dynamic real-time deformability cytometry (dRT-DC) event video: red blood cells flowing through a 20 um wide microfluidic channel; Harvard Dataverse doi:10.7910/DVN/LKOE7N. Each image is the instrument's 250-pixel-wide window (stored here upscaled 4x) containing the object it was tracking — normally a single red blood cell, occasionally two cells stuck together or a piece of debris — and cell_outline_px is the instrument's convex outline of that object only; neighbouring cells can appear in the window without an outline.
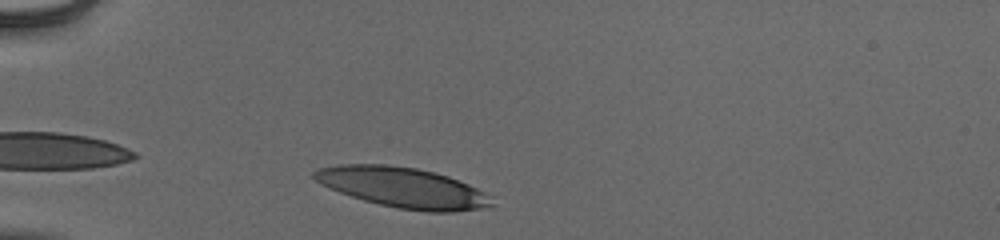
{"species": "human", "species_latin": "Homo sapiens", "temperature_condition": "cold", "stored_images_in_passage": 31, "camera_frame_rate_fps": 3000, "um_per_image_px": 0.085, "donor": {"sex": "male"}, "frame": {"image": 1, "passage_image": 2, "time_ms": 0.333, "image_size_px": [1000, 240], "cell_outline_px": [[492, 204], [480, 208], [452, 212], [428, 212], [396, 208], [364, 200], [340, 192], [316, 180], [312, 176], [312, 172], [320, 168], [340, 164], [384, 164], [416, 168], [448, 176], [468, 184], [484, 192]], "centroid_in_image_um": [34.21, 15.93], "position_along_channel_um": 50.8, "area_um2": 40.92}}
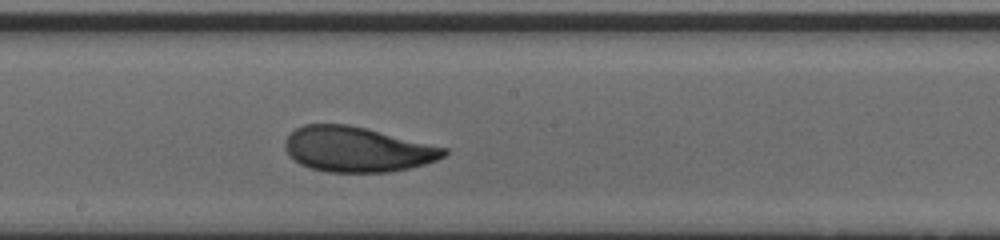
{"frame": {"image": 2, "passage_image": 17, "time_ms": 5.333, "image_size_px": [1000, 240], "cell_outline_px": [[448, 152], [444, 156], [436, 160], [424, 164], [408, 168], [388, 172], [324, 172], [300, 164], [284, 148], [284, 144], [288, 136], [296, 128], [304, 124], [348, 124], [448, 148]], "centroid_in_image_um": [30.36, 12.69], "position_along_channel_um": 217.8, "area_um2": 41.44}}
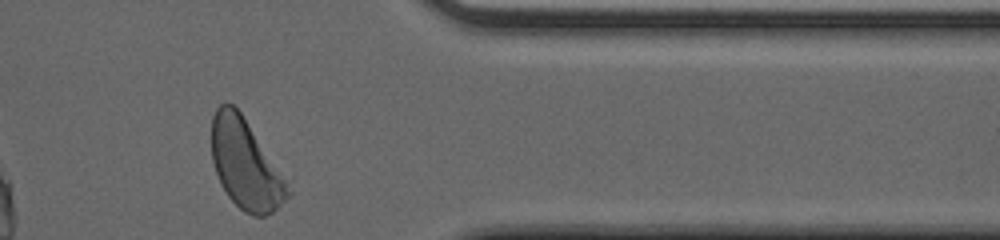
{"frame": {"image": 3, "passage_image": 31, "time_ms": 10.0, "image_size_px": [1000, 240], "cell_outline_px": [[292, 192], [272, 212], [264, 216], [252, 216], [244, 212], [228, 196], [216, 172], [212, 160], [212, 116], [216, 108], [220, 104], [232, 104], [240, 112]], "centroid_in_image_um": [20.82, 13.98], "position_along_channel_um": 390.6, "area_um2": 38.32}, "authors_computed_cell_mechanics": {"area_um2": 41.8472, "velocity_mm_per_s": 3.9046, "shape_relaxation_time_tau1_ms": 2.7895, "shape_relaxation_time_tau2_ms": 1.6591, "deformation_change_tau1": 0.1553, "deformation_change_tau2": 0.0803}}